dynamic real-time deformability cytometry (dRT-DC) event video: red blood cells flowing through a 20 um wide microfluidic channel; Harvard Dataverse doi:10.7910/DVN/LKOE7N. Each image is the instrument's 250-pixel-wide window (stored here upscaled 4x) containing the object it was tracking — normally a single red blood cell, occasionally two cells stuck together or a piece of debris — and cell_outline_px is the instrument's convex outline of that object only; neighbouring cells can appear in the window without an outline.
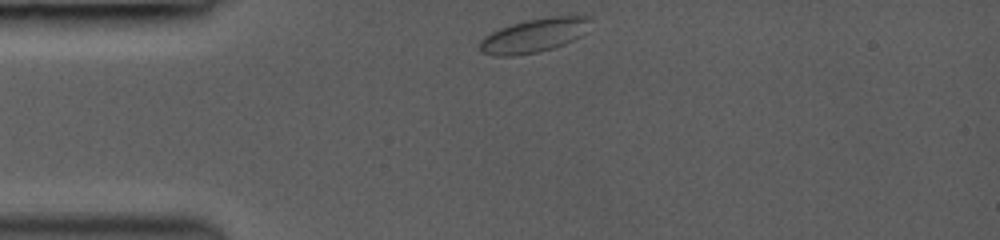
{"species": "common noctule bat (a hibernating species)", "species_latin": "Nyctalus noctula", "temperature_condition": "room temperature", "stored_images_in_passage": 5, "camera_frame_rate_fps": 3000, "um_per_image_px": 0.085, "animal": {"sex": "female", "body_mass_g": 19.0, "forearm_length_mm": 53.3}, "frame": {"image": 1, "passage_image": 1, "time_ms": 0.0, "image_size_px": [1000, 240], "cell_outline_px": [[592, 20], [588, 32], [564, 44], [540, 52], [512, 56], [492, 56], [480, 52], [476, 44], [484, 36], [500, 28], [512, 24], [528, 20], [552, 16], [588, 16]], "centroid_in_image_um": [45.38, 3.03], "position_along_channel_um": 39.6, "area_um2": 22.14}}
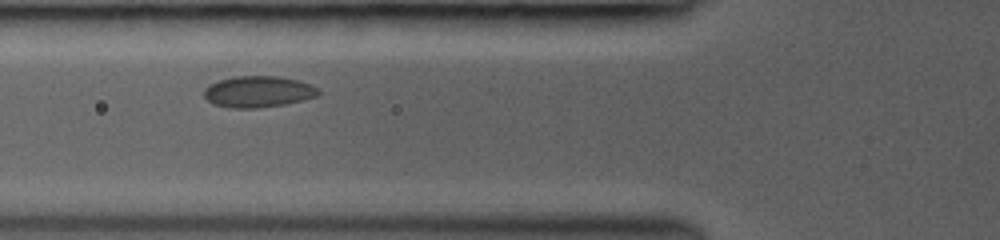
{"frame": {"image": 2, "passage_image": 4, "time_ms": 2.333, "image_size_px": [1000, 240], "cell_outline_px": [[320, 92], [316, 96], [284, 104], [256, 108], [232, 108], [212, 104], [204, 96], [204, 88], [208, 84], [232, 76], [280, 76], [312, 84]], "centroid_in_image_um": [21.9, 7.78], "position_along_channel_um": 103.9, "area_um2": 20.81}}